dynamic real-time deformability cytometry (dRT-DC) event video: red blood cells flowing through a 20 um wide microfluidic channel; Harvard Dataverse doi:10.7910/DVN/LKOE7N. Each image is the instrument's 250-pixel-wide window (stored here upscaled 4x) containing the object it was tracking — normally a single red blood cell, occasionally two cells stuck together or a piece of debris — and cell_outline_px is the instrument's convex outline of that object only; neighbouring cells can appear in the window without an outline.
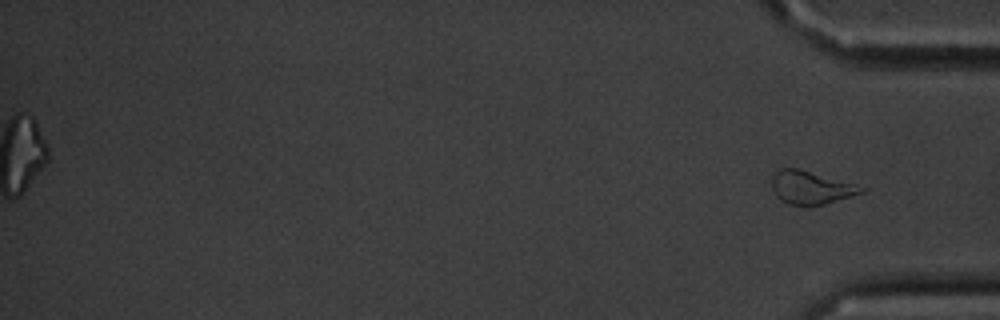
{"species": "common noctule bat (a hibernating species)", "species_latin": "Nyctalus noctula", "temperature_condition": "cold", "stored_images_in_passage": 58, "segment_of_instrument_passage": [2, 2], "camera_frame_rate_fps": 3000, "um_per_image_px": 0.085, "animal": {"sex": "male", "body_mass_g": 20.1, "forearm_length_mm": 53.5}, "frame": {"image": 1, "passage_image": 58, "time_ms": 19.0, "image_size_px": [1000, 320], "cell_outline_px": [[868, 188], [864, 192], [852, 196], [824, 204], [804, 208], [788, 204], [780, 200], [776, 196], [772, 188], [772, 176], [780, 168], [796, 168]], "centroid_in_image_um": [68.89, 15.99], "position_along_channel_um": 366.3, "area_um2": 17.34}}